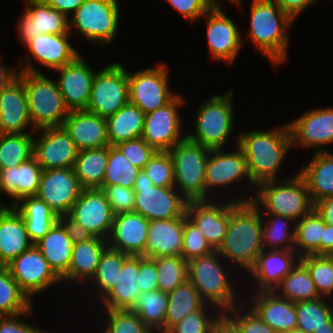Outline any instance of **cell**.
<instances>
[{
    "label": "cell",
    "instance_id": "obj_51",
    "mask_svg": "<svg viewBox=\"0 0 333 333\" xmlns=\"http://www.w3.org/2000/svg\"><path fill=\"white\" fill-rule=\"evenodd\" d=\"M151 259L157 267L158 290L168 294L188 280V261L182 256H160Z\"/></svg>",
    "mask_w": 333,
    "mask_h": 333
},
{
    "label": "cell",
    "instance_id": "obj_53",
    "mask_svg": "<svg viewBox=\"0 0 333 333\" xmlns=\"http://www.w3.org/2000/svg\"><path fill=\"white\" fill-rule=\"evenodd\" d=\"M321 297L333 299V256L307 255L300 258Z\"/></svg>",
    "mask_w": 333,
    "mask_h": 333
},
{
    "label": "cell",
    "instance_id": "obj_12",
    "mask_svg": "<svg viewBox=\"0 0 333 333\" xmlns=\"http://www.w3.org/2000/svg\"><path fill=\"white\" fill-rule=\"evenodd\" d=\"M129 102L127 68L112 62L96 72L86 111L107 118Z\"/></svg>",
    "mask_w": 333,
    "mask_h": 333
},
{
    "label": "cell",
    "instance_id": "obj_9",
    "mask_svg": "<svg viewBox=\"0 0 333 333\" xmlns=\"http://www.w3.org/2000/svg\"><path fill=\"white\" fill-rule=\"evenodd\" d=\"M119 1L85 0L69 17L70 34L77 31L91 45L112 44L121 19Z\"/></svg>",
    "mask_w": 333,
    "mask_h": 333
},
{
    "label": "cell",
    "instance_id": "obj_43",
    "mask_svg": "<svg viewBox=\"0 0 333 333\" xmlns=\"http://www.w3.org/2000/svg\"><path fill=\"white\" fill-rule=\"evenodd\" d=\"M167 303L168 294L157 289L141 293L129 310L136 313L152 332L164 333Z\"/></svg>",
    "mask_w": 333,
    "mask_h": 333
},
{
    "label": "cell",
    "instance_id": "obj_45",
    "mask_svg": "<svg viewBox=\"0 0 333 333\" xmlns=\"http://www.w3.org/2000/svg\"><path fill=\"white\" fill-rule=\"evenodd\" d=\"M324 227L322 217L314 208L296 222L294 250L300 258L307 255H320V239Z\"/></svg>",
    "mask_w": 333,
    "mask_h": 333
},
{
    "label": "cell",
    "instance_id": "obj_54",
    "mask_svg": "<svg viewBox=\"0 0 333 333\" xmlns=\"http://www.w3.org/2000/svg\"><path fill=\"white\" fill-rule=\"evenodd\" d=\"M223 323L233 333H276L245 302L223 313Z\"/></svg>",
    "mask_w": 333,
    "mask_h": 333
},
{
    "label": "cell",
    "instance_id": "obj_14",
    "mask_svg": "<svg viewBox=\"0 0 333 333\" xmlns=\"http://www.w3.org/2000/svg\"><path fill=\"white\" fill-rule=\"evenodd\" d=\"M72 34H41L30 40L24 48H26V60L19 57L17 66L18 71H26L32 73H43L33 64L36 62L41 64L43 68L56 70L64 65L73 62L80 54L78 49L72 46Z\"/></svg>",
    "mask_w": 333,
    "mask_h": 333
},
{
    "label": "cell",
    "instance_id": "obj_56",
    "mask_svg": "<svg viewBox=\"0 0 333 333\" xmlns=\"http://www.w3.org/2000/svg\"><path fill=\"white\" fill-rule=\"evenodd\" d=\"M213 251L198 227L185 214L183 216L181 256L189 261L196 257L209 255Z\"/></svg>",
    "mask_w": 333,
    "mask_h": 333
},
{
    "label": "cell",
    "instance_id": "obj_17",
    "mask_svg": "<svg viewBox=\"0 0 333 333\" xmlns=\"http://www.w3.org/2000/svg\"><path fill=\"white\" fill-rule=\"evenodd\" d=\"M202 18L206 22L210 60L233 64L245 42L239 25L227 16L222 7H212Z\"/></svg>",
    "mask_w": 333,
    "mask_h": 333
},
{
    "label": "cell",
    "instance_id": "obj_8",
    "mask_svg": "<svg viewBox=\"0 0 333 333\" xmlns=\"http://www.w3.org/2000/svg\"><path fill=\"white\" fill-rule=\"evenodd\" d=\"M18 75L23 79L33 128L62 127L70 110L56 80L44 73L18 71Z\"/></svg>",
    "mask_w": 333,
    "mask_h": 333
},
{
    "label": "cell",
    "instance_id": "obj_49",
    "mask_svg": "<svg viewBox=\"0 0 333 333\" xmlns=\"http://www.w3.org/2000/svg\"><path fill=\"white\" fill-rule=\"evenodd\" d=\"M328 300V301H327ZM320 297L310 301L295 302L297 328L313 333L333 317V301Z\"/></svg>",
    "mask_w": 333,
    "mask_h": 333
},
{
    "label": "cell",
    "instance_id": "obj_41",
    "mask_svg": "<svg viewBox=\"0 0 333 333\" xmlns=\"http://www.w3.org/2000/svg\"><path fill=\"white\" fill-rule=\"evenodd\" d=\"M206 303L189 280L168 293L167 311L164 321V333L180 322L188 314L200 310Z\"/></svg>",
    "mask_w": 333,
    "mask_h": 333
},
{
    "label": "cell",
    "instance_id": "obj_60",
    "mask_svg": "<svg viewBox=\"0 0 333 333\" xmlns=\"http://www.w3.org/2000/svg\"><path fill=\"white\" fill-rule=\"evenodd\" d=\"M190 24L201 20L212 6L207 0H164Z\"/></svg>",
    "mask_w": 333,
    "mask_h": 333
},
{
    "label": "cell",
    "instance_id": "obj_19",
    "mask_svg": "<svg viewBox=\"0 0 333 333\" xmlns=\"http://www.w3.org/2000/svg\"><path fill=\"white\" fill-rule=\"evenodd\" d=\"M83 188L74 168L43 170L37 196L58 216L68 215Z\"/></svg>",
    "mask_w": 333,
    "mask_h": 333
},
{
    "label": "cell",
    "instance_id": "obj_5",
    "mask_svg": "<svg viewBox=\"0 0 333 333\" xmlns=\"http://www.w3.org/2000/svg\"><path fill=\"white\" fill-rule=\"evenodd\" d=\"M233 91L229 88L200 103L193 117L194 130L191 133L189 130L188 134L185 129L183 131L190 141L210 149H225L224 147L229 145V138L235 130L236 117Z\"/></svg>",
    "mask_w": 333,
    "mask_h": 333
},
{
    "label": "cell",
    "instance_id": "obj_32",
    "mask_svg": "<svg viewBox=\"0 0 333 333\" xmlns=\"http://www.w3.org/2000/svg\"><path fill=\"white\" fill-rule=\"evenodd\" d=\"M183 217L151 220L145 244L144 257L181 256Z\"/></svg>",
    "mask_w": 333,
    "mask_h": 333
},
{
    "label": "cell",
    "instance_id": "obj_22",
    "mask_svg": "<svg viewBox=\"0 0 333 333\" xmlns=\"http://www.w3.org/2000/svg\"><path fill=\"white\" fill-rule=\"evenodd\" d=\"M299 261L300 257L295 250L264 249L258 255L254 267L245 275L250 278H247L250 284L254 285H249V281L244 282L248 283L246 288H249L246 294L250 295V290L273 291Z\"/></svg>",
    "mask_w": 333,
    "mask_h": 333
},
{
    "label": "cell",
    "instance_id": "obj_11",
    "mask_svg": "<svg viewBox=\"0 0 333 333\" xmlns=\"http://www.w3.org/2000/svg\"><path fill=\"white\" fill-rule=\"evenodd\" d=\"M134 211L151 220H167L186 214L187 200L175 187L154 186L144 170L136 177Z\"/></svg>",
    "mask_w": 333,
    "mask_h": 333
},
{
    "label": "cell",
    "instance_id": "obj_46",
    "mask_svg": "<svg viewBox=\"0 0 333 333\" xmlns=\"http://www.w3.org/2000/svg\"><path fill=\"white\" fill-rule=\"evenodd\" d=\"M34 133L0 134V170L19 166L33 156Z\"/></svg>",
    "mask_w": 333,
    "mask_h": 333
},
{
    "label": "cell",
    "instance_id": "obj_2",
    "mask_svg": "<svg viewBox=\"0 0 333 333\" xmlns=\"http://www.w3.org/2000/svg\"><path fill=\"white\" fill-rule=\"evenodd\" d=\"M261 229L259 208L252 202L238 203L230 200L226 235L217 252L236 271L239 270L243 278L254 267L258 255L264 250Z\"/></svg>",
    "mask_w": 333,
    "mask_h": 333
},
{
    "label": "cell",
    "instance_id": "obj_69",
    "mask_svg": "<svg viewBox=\"0 0 333 333\" xmlns=\"http://www.w3.org/2000/svg\"><path fill=\"white\" fill-rule=\"evenodd\" d=\"M225 1V0H224ZM227 2H231L235 7H239L242 6L243 1L242 0H226ZM207 2L212 6V7H223V5H221V2H218V0H207Z\"/></svg>",
    "mask_w": 333,
    "mask_h": 333
},
{
    "label": "cell",
    "instance_id": "obj_64",
    "mask_svg": "<svg viewBox=\"0 0 333 333\" xmlns=\"http://www.w3.org/2000/svg\"><path fill=\"white\" fill-rule=\"evenodd\" d=\"M68 18L73 14L85 0H43Z\"/></svg>",
    "mask_w": 333,
    "mask_h": 333
},
{
    "label": "cell",
    "instance_id": "obj_13",
    "mask_svg": "<svg viewBox=\"0 0 333 333\" xmlns=\"http://www.w3.org/2000/svg\"><path fill=\"white\" fill-rule=\"evenodd\" d=\"M169 70L164 62L133 73L127 70L129 102L139 107L144 114L169 103L178 94L170 88Z\"/></svg>",
    "mask_w": 333,
    "mask_h": 333
},
{
    "label": "cell",
    "instance_id": "obj_52",
    "mask_svg": "<svg viewBox=\"0 0 333 333\" xmlns=\"http://www.w3.org/2000/svg\"><path fill=\"white\" fill-rule=\"evenodd\" d=\"M100 312V313H99ZM98 313L100 317L98 333H154L140 319V317L129 309L123 310H101ZM104 319V320H103ZM102 320V321H100ZM104 321V322H103Z\"/></svg>",
    "mask_w": 333,
    "mask_h": 333
},
{
    "label": "cell",
    "instance_id": "obj_40",
    "mask_svg": "<svg viewBox=\"0 0 333 333\" xmlns=\"http://www.w3.org/2000/svg\"><path fill=\"white\" fill-rule=\"evenodd\" d=\"M108 162V146L80 150L74 171L83 189L101 188Z\"/></svg>",
    "mask_w": 333,
    "mask_h": 333
},
{
    "label": "cell",
    "instance_id": "obj_68",
    "mask_svg": "<svg viewBox=\"0 0 333 333\" xmlns=\"http://www.w3.org/2000/svg\"><path fill=\"white\" fill-rule=\"evenodd\" d=\"M313 333H333V317L325 322V326H322L318 330H314Z\"/></svg>",
    "mask_w": 333,
    "mask_h": 333
},
{
    "label": "cell",
    "instance_id": "obj_30",
    "mask_svg": "<svg viewBox=\"0 0 333 333\" xmlns=\"http://www.w3.org/2000/svg\"><path fill=\"white\" fill-rule=\"evenodd\" d=\"M42 171L34 156L19 166L1 169L0 194L3 192L9 197L8 199L12 200V203H7L2 197L0 203L13 206L24 197L37 195Z\"/></svg>",
    "mask_w": 333,
    "mask_h": 333
},
{
    "label": "cell",
    "instance_id": "obj_21",
    "mask_svg": "<svg viewBox=\"0 0 333 333\" xmlns=\"http://www.w3.org/2000/svg\"><path fill=\"white\" fill-rule=\"evenodd\" d=\"M33 156L43 170L74 167L79 150L63 127L38 129ZM36 138V139H35Z\"/></svg>",
    "mask_w": 333,
    "mask_h": 333
},
{
    "label": "cell",
    "instance_id": "obj_37",
    "mask_svg": "<svg viewBox=\"0 0 333 333\" xmlns=\"http://www.w3.org/2000/svg\"><path fill=\"white\" fill-rule=\"evenodd\" d=\"M13 207L22 216L33 244L43 238L59 218L37 195L24 197Z\"/></svg>",
    "mask_w": 333,
    "mask_h": 333
},
{
    "label": "cell",
    "instance_id": "obj_70",
    "mask_svg": "<svg viewBox=\"0 0 333 333\" xmlns=\"http://www.w3.org/2000/svg\"><path fill=\"white\" fill-rule=\"evenodd\" d=\"M217 333H233L224 323H222L218 330Z\"/></svg>",
    "mask_w": 333,
    "mask_h": 333
},
{
    "label": "cell",
    "instance_id": "obj_15",
    "mask_svg": "<svg viewBox=\"0 0 333 333\" xmlns=\"http://www.w3.org/2000/svg\"><path fill=\"white\" fill-rule=\"evenodd\" d=\"M186 99L178 93L166 105L145 114L141 137L156 151H169L186 138V134H182L184 123L179 111L186 105Z\"/></svg>",
    "mask_w": 333,
    "mask_h": 333
},
{
    "label": "cell",
    "instance_id": "obj_67",
    "mask_svg": "<svg viewBox=\"0 0 333 333\" xmlns=\"http://www.w3.org/2000/svg\"><path fill=\"white\" fill-rule=\"evenodd\" d=\"M3 60L1 59L0 56V90L3 86L7 85L12 79H14L17 74H18V68L7 66L6 64L4 65L5 62H2Z\"/></svg>",
    "mask_w": 333,
    "mask_h": 333
},
{
    "label": "cell",
    "instance_id": "obj_18",
    "mask_svg": "<svg viewBox=\"0 0 333 333\" xmlns=\"http://www.w3.org/2000/svg\"><path fill=\"white\" fill-rule=\"evenodd\" d=\"M288 126L292 147L327 152V146L333 144V107H316L305 111L288 122Z\"/></svg>",
    "mask_w": 333,
    "mask_h": 333
},
{
    "label": "cell",
    "instance_id": "obj_71",
    "mask_svg": "<svg viewBox=\"0 0 333 333\" xmlns=\"http://www.w3.org/2000/svg\"><path fill=\"white\" fill-rule=\"evenodd\" d=\"M283 333H310V332H307V331H303V330H300L298 328L292 330V331H289V332H283Z\"/></svg>",
    "mask_w": 333,
    "mask_h": 333
},
{
    "label": "cell",
    "instance_id": "obj_33",
    "mask_svg": "<svg viewBox=\"0 0 333 333\" xmlns=\"http://www.w3.org/2000/svg\"><path fill=\"white\" fill-rule=\"evenodd\" d=\"M32 245L22 216L6 206L0 212V266H7Z\"/></svg>",
    "mask_w": 333,
    "mask_h": 333
},
{
    "label": "cell",
    "instance_id": "obj_47",
    "mask_svg": "<svg viewBox=\"0 0 333 333\" xmlns=\"http://www.w3.org/2000/svg\"><path fill=\"white\" fill-rule=\"evenodd\" d=\"M33 305L21 291L7 266H0V317L24 313Z\"/></svg>",
    "mask_w": 333,
    "mask_h": 333
},
{
    "label": "cell",
    "instance_id": "obj_6",
    "mask_svg": "<svg viewBox=\"0 0 333 333\" xmlns=\"http://www.w3.org/2000/svg\"><path fill=\"white\" fill-rule=\"evenodd\" d=\"M254 192L251 202L261 214H278L297 222L314 208L307 185L298 173L259 184Z\"/></svg>",
    "mask_w": 333,
    "mask_h": 333
},
{
    "label": "cell",
    "instance_id": "obj_66",
    "mask_svg": "<svg viewBox=\"0 0 333 333\" xmlns=\"http://www.w3.org/2000/svg\"><path fill=\"white\" fill-rule=\"evenodd\" d=\"M320 255L333 256V225L325 224L320 239Z\"/></svg>",
    "mask_w": 333,
    "mask_h": 333
},
{
    "label": "cell",
    "instance_id": "obj_20",
    "mask_svg": "<svg viewBox=\"0 0 333 333\" xmlns=\"http://www.w3.org/2000/svg\"><path fill=\"white\" fill-rule=\"evenodd\" d=\"M23 14L17 20V34L25 46L41 34H70L69 18L43 0H23Z\"/></svg>",
    "mask_w": 333,
    "mask_h": 333
},
{
    "label": "cell",
    "instance_id": "obj_31",
    "mask_svg": "<svg viewBox=\"0 0 333 333\" xmlns=\"http://www.w3.org/2000/svg\"><path fill=\"white\" fill-rule=\"evenodd\" d=\"M107 247V240L98 237L73 244L71 263L68 271L61 277L62 284H72L74 287V282L82 284L83 289L95 275L100 258Z\"/></svg>",
    "mask_w": 333,
    "mask_h": 333
},
{
    "label": "cell",
    "instance_id": "obj_16",
    "mask_svg": "<svg viewBox=\"0 0 333 333\" xmlns=\"http://www.w3.org/2000/svg\"><path fill=\"white\" fill-rule=\"evenodd\" d=\"M7 268L32 303L35 295L62 283L34 244L9 263Z\"/></svg>",
    "mask_w": 333,
    "mask_h": 333
},
{
    "label": "cell",
    "instance_id": "obj_7",
    "mask_svg": "<svg viewBox=\"0 0 333 333\" xmlns=\"http://www.w3.org/2000/svg\"><path fill=\"white\" fill-rule=\"evenodd\" d=\"M235 145L236 147L234 146V148L236 149L231 151H227L225 149L226 152L223 151L224 150L223 148L211 149L205 170L206 200L218 199V198L220 199L221 197V199H228L238 203L252 201L255 194V192L253 191L254 189L256 190V186L252 183L251 178L249 176L247 161L246 158L244 157L242 150L237 146V144ZM244 181L246 183L249 182L248 190L246 189L244 194L238 192L240 194H238L239 196L237 197L233 194H230L229 195L230 197L229 196L222 197L221 192L223 190L225 191L227 189L226 187L231 188V191H233L235 190L233 187L236 186L235 185L236 183L240 184L242 182L244 183ZM251 187H253L252 192L250 190ZM233 197L234 199H232Z\"/></svg>",
    "mask_w": 333,
    "mask_h": 333
},
{
    "label": "cell",
    "instance_id": "obj_27",
    "mask_svg": "<svg viewBox=\"0 0 333 333\" xmlns=\"http://www.w3.org/2000/svg\"><path fill=\"white\" fill-rule=\"evenodd\" d=\"M251 293L250 296L247 295L248 298L244 295L243 302L247 303L245 305L255 312L276 333L289 332L297 328L295 302L278 296L274 291H257Z\"/></svg>",
    "mask_w": 333,
    "mask_h": 333
},
{
    "label": "cell",
    "instance_id": "obj_4",
    "mask_svg": "<svg viewBox=\"0 0 333 333\" xmlns=\"http://www.w3.org/2000/svg\"><path fill=\"white\" fill-rule=\"evenodd\" d=\"M249 9L247 39L277 69L287 62L291 39L288 32L295 20L273 0H252Z\"/></svg>",
    "mask_w": 333,
    "mask_h": 333
},
{
    "label": "cell",
    "instance_id": "obj_28",
    "mask_svg": "<svg viewBox=\"0 0 333 333\" xmlns=\"http://www.w3.org/2000/svg\"><path fill=\"white\" fill-rule=\"evenodd\" d=\"M149 220L135 212L114 216L107 244L129 256H143L148 237Z\"/></svg>",
    "mask_w": 333,
    "mask_h": 333
},
{
    "label": "cell",
    "instance_id": "obj_62",
    "mask_svg": "<svg viewBox=\"0 0 333 333\" xmlns=\"http://www.w3.org/2000/svg\"><path fill=\"white\" fill-rule=\"evenodd\" d=\"M58 221L66 229V232L72 239L73 244L85 242L93 238V236L88 230H86L81 224L73 220L69 215L60 216L58 218Z\"/></svg>",
    "mask_w": 333,
    "mask_h": 333
},
{
    "label": "cell",
    "instance_id": "obj_26",
    "mask_svg": "<svg viewBox=\"0 0 333 333\" xmlns=\"http://www.w3.org/2000/svg\"><path fill=\"white\" fill-rule=\"evenodd\" d=\"M35 131L29 115L23 79L17 74L0 90V134L34 133Z\"/></svg>",
    "mask_w": 333,
    "mask_h": 333
},
{
    "label": "cell",
    "instance_id": "obj_23",
    "mask_svg": "<svg viewBox=\"0 0 333 333\" xmlns=\"http://www.w3.org/2000/svg\"><path fill=\"white\" fill-rule=\"evenodd\" d=\"M93 237L108 239L115 214L100 188L83 189L68 214Z\"/></svg>",
    "mask_w": 333,
    "mask_h": 333
},
{
    "label": "cell",
    "instance_id": "obj_55",
    "mask_svg": "<svg viewBox=\"0 0 333 333\" xmlns=\"http://www.w3.org/2000/svg\"><path fill=\"white\" fill-rule=\"evenodd\" d=\"M142 170L154 186H175L173 161L168 151H156Z\"/></svg>",
    "mask_w": 333,
    "mask_h": 333
},
{
    "label": "cell",
    "instance_id": "obj_61",
    "mask_svg": "<svg viewBox=\"0 0 333 333\" xmlns=\"http://www.w3.org/2000/svg\"><path fill=\"white\" fill-rule=\"evenodd\" d=\"M158 273L155 262L151 258L139 256L138 284L141 293L158 289Z\"/></svg>",
    "mask_w": 333,
    "mask_h": 333
},
{
    "label": "cell",
    "instance_id": "obj_1",
    "mask_svg": "<svg viewBox=\"0 0 333 333\" xmlns=\"http://www.w3.org/2000/svg\"><path fill=\"white\" fill-rule=\"evenodd\" d=\"M235 138L246 158L249 176L256 187L267 181L286 179L285 176H278L287 153L294 149L288 123L270 130L241 131Z\"/></svg>",
    "mask_w": 333,
    "mask_h": 333
},
{
    "label": "cell",
    "instance_id": "obj_72",
    "mask_svg": "<svg viewBox=\"0 0 333 333\" xmlns=\"http://www.w3.org/2000/svg\"><path fill=\"white\" fill-rule=\"evenodd\" d=\"M6 205L0 203V208H5Z\"/></svg>",
    "mask_w": 333,
    "mask_h": 333
},
{
    "label": "cell",
    "instance_id": "obj_48",
    "mask_svg": "<svg viewBox=\"0 0 333 333\" xmlns=\"http://www.w3.org/2000/svg\"><path fill=\"white\" fill-rule=\"evenodd\" d=\"M223 323V313L215 306L205 304L200 310L188 314L166 333H217Z\"/></svg>",
    "mask_w": 333,
    "mask_h": 333
},
{
    "label": "cell",
    "instance_id": "obj_34",
    "mask_svg": "<svg viewBox=\"0 0 333 333\" xmlns=\"http://www.w3.org/2000/svg\"><path fill=\"white\" fill-rule=\"evenodd\" d=\"M139 256H129L123 263L117 282L111 291L99 302L95 310L130 309L141 294L138 284Z\"/></svg>",
    "mask_w": 333,
    "mask_h": 333
},
{
    "label": "cell",
    "instance_id": "obj_44",
    "mask_svg": "<svg viewBox=\"0 0 333 333\" xmlns=\"http://www.w3.org/2000/svg\"><path fill=\"white\" fill-rule=\"evenodd\" d=\"M278 296L291 302L310 301L321 296L307 268L299 261L273 290Z\"/></svg>",
    "mask_w": 333,
    "mask_h": 333
},
{
    "label": "cell",
    "instance_id": "obj_63",
    "mask_svg": "<svg viewBox=\"0 0 333 333\" xmlns=\"http://www.w3.org/2000/svg\"><path fill=\"white\" fill-rule=\"evenodd\" d=\"M283 11L288 13L295 21L310 7H314L318 0H273Z\"/></svg>",
    "mask_w": 333,
    "mask_h": 333
},
{
    "label": "cell",
    "instance_id": "obj_42",
    "mask_svg": "<svg viewBox=\"0 0 333 333\" xmlns=\"http://www.w3.org/2000/svg\"><path fill=\"white\" fill-rule=\"evenodd\" d=\"M263 249L294 250L296 221L278 214H261Z\"/></svg>",
    "mask_w": 333,
    "mask_h": 333
},
{
    "label": "cell",
    "instance_id": "obj_59",
    "mask_svg": "<svg viewBox=\"0 0 333 333\" xmlns=\"http://www.w3.org/2000/svg\"><path fill=\"white\" fill-rule=\"evenodd\" d=\"M34 306L28 311L14 315V316H3L0 317V333H56L51 330H45L44 328L37 327L36 324L28 322V317L34 318ZM24 317L26 320H24ZM30 323V324H29Z\"/></svg>",
    "mask_w": 333,
    "mask_h": 333
},
{
    "label": "cell",
    "instance_id": "obj_36",
    "mask_svg": "<svg viewBox=\"0 0 333 333\" xmlns=\"http://www.w3.org/2000/svg\"><path fill=\"white\" fill-rule=\"evenodd\" d=\"M34 245L60 278L68 271L73 242L59 221Z\"/></svg>",
    "mask_w": 333,
    "mask_h": 333
},
{
    "label": "cell",
    "instance_id": "obj_35",
    "mask_svg": "<svg viewBox=\"0 0 333 333\" xmlns=\"http://www.w3.org/2000/svg\"><path fill=\"white\" fill-rule=\"evenodd\" d=\"M298 174L304 179L312 204L333 196V151L313 152Z\"/></svg>",
    "mask_w": 333,
    "mask_h": 333
},
{
    "label": "cell",
    "instance_id": "obj_10",
    "mask_svg": "<svg viewBox=\"0 0 333 333\" xmlns=\"http://www.w3.org/2000/svg\"><path fill=\"white\" fill-rule=\"evenodd\" d=\"M210 151L187 137L168 151L173 161L174 187L188 202L206 200L205 170Z\"/></svg>",
    "mask_w": 333,
    "mask_h": 333
},
{
    "label": "cell",
    "instance_id": "obj_3",
    "mask_svg": "<svg viewBox=\"0 0 333 333\" xmlns=\"http://www.w3.org/2000/svg\"><path fill=\"white\" fill-rule=\"evenodd\" d=\"M226 263L217 251H213L209 255L189 260L187 271L188 280L198 291L201 299L206 304L215 306L222 313L241 304L244 301L241 295H245L243 293L245 291L242 290L245 287L242 285L246 280H243L242 275L237 274L236 270ZM233 276H235V280ZM236 277L238 278L236 279ZM239 283L241 284L239 285ZM234 284H238V286L236 287ZM236 288H241L242 293L238 292Z\"/></svg>",
    "mask_w": 333,
    "mask_h": 333
},
{
    "label": "cell",
    "instance_id": "obj_29",
    "mask_svg": "<svg viewBox=\"0 0 333 333\" xmlns=\"http://www.w3.org/2000/svg\"><path fill=\"white\" fill-rule=\"evenodd\" d=\"M62 127L79 151L109 146L104 117L86 110H71Z\"/></svg>",
    "mask_w": 333,
    "mask_h": 333
},
{
    "label": "cell",
    "instance_id": "obj_38",
    "mask_svg": "<svg viewBox=\"0 0 333 333\" xmlns=\"http://www.w3.org/2000/svg\"><path fill=\"white\" fill-rule=\"evenodd\" d=\"M106 119L109 145L141 137L145 114L135 104L128 102Z\"/></svg>",
    "mask_w": 333,
    "mask_h": 333
},
{
    "label": "cell",
    "instance_id": "obj_65",
    "mask_svg": "<svg viewBox=\"0 0 333 333\" xmlns=\"http://www.w3.org/2000/svg\"><path fill=\"white\" fill-rule=\"evenodd\" d=\"M314 209L322 217L325 224L333 225V196L316 202Z\"/></svg>",
    "mask_w": 333,
    "mask_h": 333
},
{
    "label": "cell",
    "instance_id": "obj_24",
    "mask_svg": "<svg viewBox=\"0 0 333 333\" xmlns=\"http://www.w3.org/2000/svg\"><path fill=\"white\" fill-rule=\"evenodd\" d=\"M186 216L198 227L212 249L217 251L225 239L230 217V200L189 201Z\"/></svg>",
    "mask_w": 333,
    "mask_h": 333
},
{
    "label": "cell",
    "instance_id": "obj_57",
    "mask_svg": "<svg viewBox=\"0 0 333 333\" xmlns=\"http://www.w3.org/2000/svg\"><path fill=\"white\" fill-rule=\"evenodd\" d=\"M136 168L143 169L156 150L142 137L119 142L115 145Z\"/></svg>",
    "mask_w": 333,
    "mask_h": 333
},
{
    "label": "cell",
    "instance_id": "obj_58",
    "mask_svg": "<svg viewBox=\"0 0 333 333\" xmlns=\"http://www.w3.org/2000/svg\"><path fill=\"white\" fill-rule=\"evenodd\" d=\"M100 189L104 192L115 215L134 211L135 192L133 188L112 185L102 186Z\"/></svg>",
    "mask_w": 333,
    "mask_h": 333
},
{
    "label": "cell",
    "instance_id": "obj_50",
    "mask_svg": "<svg viewBox=\"0 0 333 333\" xmlns=\"http://www.w3.org/2000/svg\"><path fill=\"white\" fill-rule=\"evenodd\" d=\"M141 169L134 167L115 146H108V162L102 186L121 185L133 188Z\"/></svg>",
    "mask_w": 333,
    "mask_h": 333
},
{
    "label": "cell",
    "instance_id": "obj_25",
    "mask_svg": "<svg viewBox=\"0 0 333 333\" xmlns=\"http://www.w3.org/2000/svg\"><path fill=\"white\" fill-rule=\"evenodd\" d=\"M80 54L73 62L54 70L58 88L69 110H86L94 81L95 71Z\"/></svg>",
    "mask_w": 333,
    "mask_h": 333
},
{
    "label": "cell",
    "instance_id": "obj_39",
    "mask_svg": "<svg viewBox=\"0 0 333 333\" xmlns=\"http://www.w3.org/2000/svg\"><path fill=\"white\" fill-rule=\"evenodd\" d=\"M128 257L129 255L112 249L109 246L104 250L95 275L84 286L85 288L89 287L88 290H85L84 292L87 293L90 290L88 293L91 292V295L95 296H91V298H95V301L98 299L96 304L99 303L115 286L122 265Z\"/></svg>",
    "mask_w": 333,
    "mask_h": 333
}]
</instances>
